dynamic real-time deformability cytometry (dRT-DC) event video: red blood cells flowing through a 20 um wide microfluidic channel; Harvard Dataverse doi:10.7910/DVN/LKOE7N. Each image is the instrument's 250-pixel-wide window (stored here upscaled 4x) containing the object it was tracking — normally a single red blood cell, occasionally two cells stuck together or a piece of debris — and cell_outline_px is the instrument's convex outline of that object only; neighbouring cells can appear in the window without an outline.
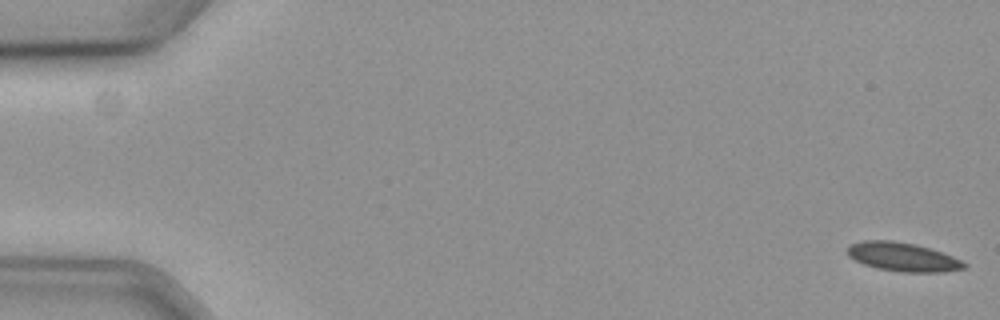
{"species": "common noctule bat (a hibernating species)", "species_latin": "Nyctalus noctula", "temperature_condition": "cold", "stored_images_in_passage": 59, "camera_frame_rate_fps": 3000, "um_per_image_px": 0.085, "animal": {"sex": "female", "body_mass_g": 19.3, "forearm_length_mm": 54.1}, "frame": {"image": 1, "passage_image": 1, "time_ms": 0.0, "image_size_px": [1000, 320], "cell_outline_px": [[968, 268], [944, 272], [900, 272], [876, 268], [864, 264], [848, 256], [848, 244], [864, 240], [892, 240], [916, 244], [952, 256], [968, 264]], "centroid_in_image_um": [76.74, 21.84], "position_along_channel_um": 8.3, "area_um2": 19.65}}
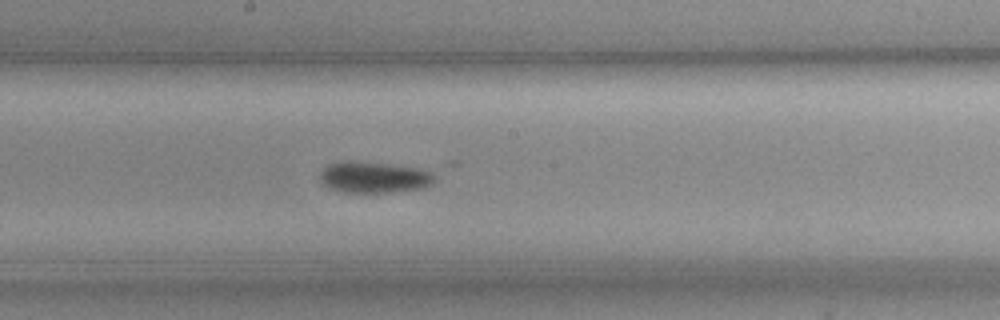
{"frame": {"image": 2, "passage_image": 32, "time_ms": 10.333, "image_size_px": [1000, 320], "cell_outline_px": [[436, 180], [432, 184], [424, 188], [388, 192], [340, 192], [328, 188], [320, 184], [320, 172], [328, 164], [344, 160], [388, 164], [416, 168], [432, 172], [436, 176]], "centroid_in_image_um": [31.75, 15.07], "position_along_channel_um": 216.4, "area_um2": 21.04}}
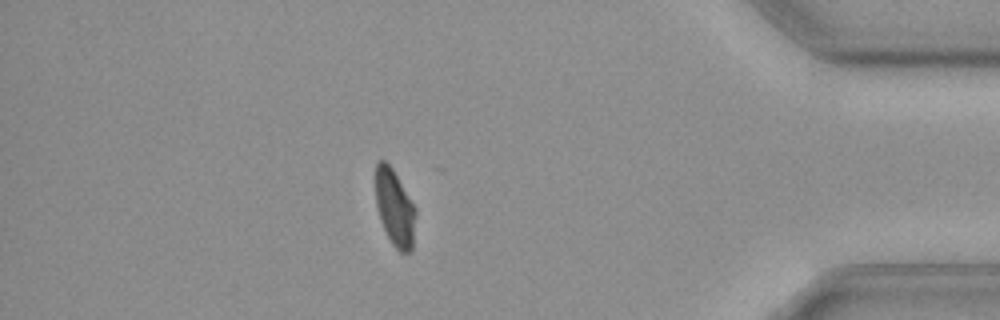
{"frame": {"image": 3, "passage_image": 51, "time_ms": 16.667, "image_size_px": [1000, 320], "cell_outline_px": [[416, 212], [412, 252], [400, 252], [392, 244], [380, 220], [376, 204], [376, 160], [384, 160], [392, 168], [416, 208]], "centroid_in_image_um": [33.56, 17.68], "position_along_channel_um": 401.6, "area_um2": 17.8}}